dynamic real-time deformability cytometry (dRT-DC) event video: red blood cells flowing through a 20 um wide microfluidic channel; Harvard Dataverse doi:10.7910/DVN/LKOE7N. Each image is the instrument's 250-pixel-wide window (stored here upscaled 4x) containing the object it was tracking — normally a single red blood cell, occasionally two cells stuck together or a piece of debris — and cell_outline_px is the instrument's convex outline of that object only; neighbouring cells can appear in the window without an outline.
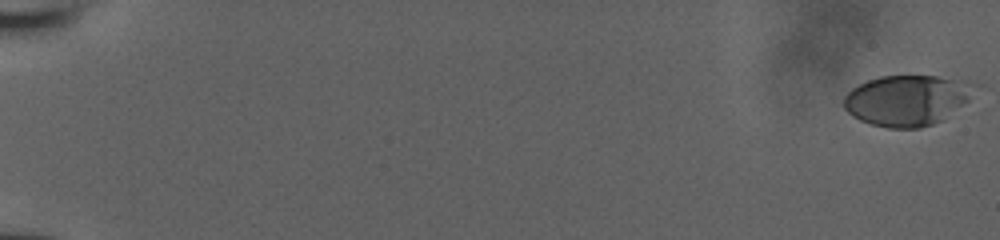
{"species": "human", "species_latin": "Homo sapiens", "temperature_condition": "room temperature", "stored_images_in_passage": 53, "camera_frame_rate_fps": 3000, "um_per_image_px": 0.085, "donor": {"sex": "male"}, "frame": {"image": 1, "passage_image": 1, "time_ms": 0.0, "image_size_px": [1000, 240], "cell_outline_px": [[984, 84], [968, 100], [944, 120], [920, 128], [888, 128], [872, 124], [860, 120], [852, 116], [844, 108], [844, 96], [852, 88], [868, 80], [880, 76], [936, 76], [968, 80]], "centroid_in_image_um": [77.19, 8.5], "position_along_channel_um": 7.8, "area_um2": 39.19}}
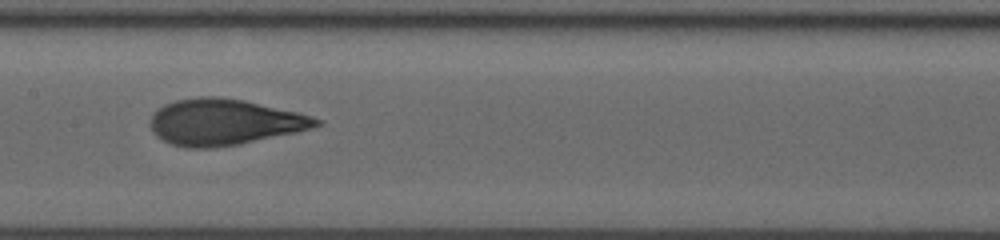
{"frame": {"image": 2, "passage_image": 30, "time_ms": 9.667, "image_size_px": [1000, 240], "cell_outline_px": [[324, 120], [320, 124], [312, 128], [296, 132], [240, 144], [212, 148], [188, 148], [172, 144], [156, 136], [152, 132], [152, 112], [156, 108], [164, 104], [176, 100], [200, 96], [216, 96], [244, 100], [296, 112], [312, 116]], "centroid_in_image_um": [19.05, 10.37], "position_along_channel_um": 188.4, "area_um2": 44.51}}
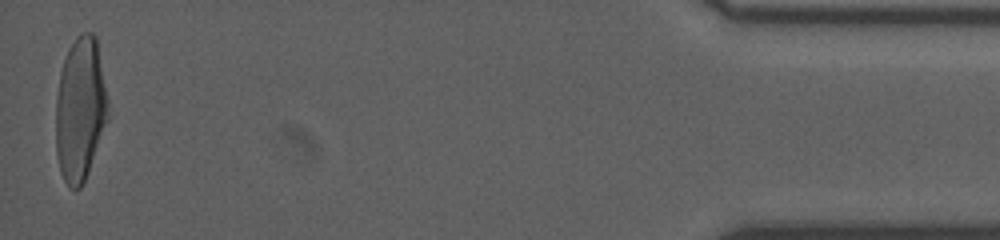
{"frame": {"image": 3, "passage_image": 53, "time_ms": 17.333, "image_size_px": [1000, 240], "cell_outline_px": [[108, 120], [88, 172], [80, 188], [68, 188], [60, 172], [56, 152], [56, 96], [60, 72], [68, 48], [76, 36], [80, 32], [92, 32], [96, 36], [108, 100]], "centroid_in_image_um": [6.82, 9.27], "position_along_channel_um": 428.4, "area_um2": 43.93}}